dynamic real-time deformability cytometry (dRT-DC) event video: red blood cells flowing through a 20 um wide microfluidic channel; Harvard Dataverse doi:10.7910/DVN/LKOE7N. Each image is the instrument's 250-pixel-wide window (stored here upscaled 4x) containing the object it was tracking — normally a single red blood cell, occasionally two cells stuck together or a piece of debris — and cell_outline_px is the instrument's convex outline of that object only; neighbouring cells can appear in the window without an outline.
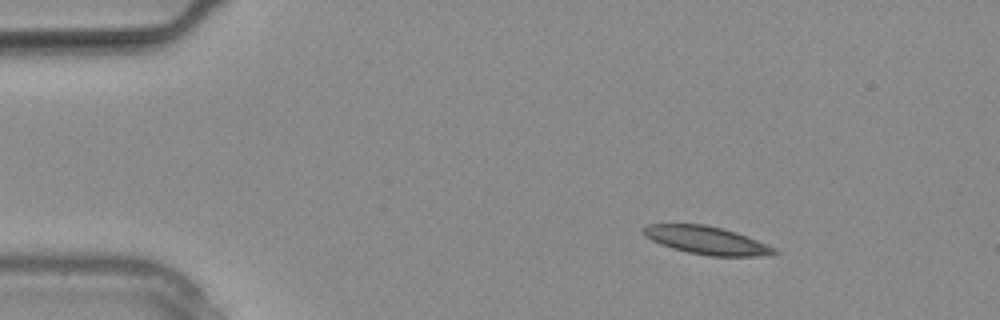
{"species": "common noctule bat (a hibernating species)", "species_latin": "Nyctalus noctula", "temperature_condition": "warm", "stored_images_in_passage": 9, "camera_frame_rate_fps": 3000, "um_per_image_px": 0.085, "animal": {"sex": "male", "body_mass_g": 20.4}, "frame": {"image": 1, "passage_image": 3, "time_ms": 0.667, "image_size_px": [1000, 320], "cell_outline_px": [[780, 252], [756, 256], [708, 256], [688, 252], [672, 248], [660, 244], [644, 236], [640, 232], [640, 228], [648, 224], [704, 224], [724, 228], [736, 232], [776, 248]], "centroid_in_image_um": [59.99, 20.41], "position_along_channel_um": 25.0, "area_um2": 21.39}}
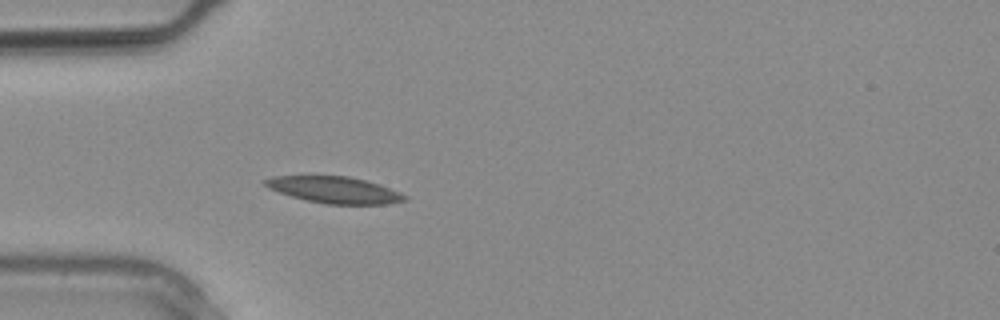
{"frame": {"image": 2, "passage_image": 7, "time_ms": 2.0, "image_size_px": [1000, 320], "cell_outline_px": [[408, 200], [388, 204], [328, 204], [308, 200], [292, 196], [268, 188], [260, 180], [272, 176], [348, 176], [380, 184], [400, 192], [408, 196]], "centroid_in_image_um": [28.45, 16.13], "position_along_channel_um": 56.6, "area_um2": 21.56}}